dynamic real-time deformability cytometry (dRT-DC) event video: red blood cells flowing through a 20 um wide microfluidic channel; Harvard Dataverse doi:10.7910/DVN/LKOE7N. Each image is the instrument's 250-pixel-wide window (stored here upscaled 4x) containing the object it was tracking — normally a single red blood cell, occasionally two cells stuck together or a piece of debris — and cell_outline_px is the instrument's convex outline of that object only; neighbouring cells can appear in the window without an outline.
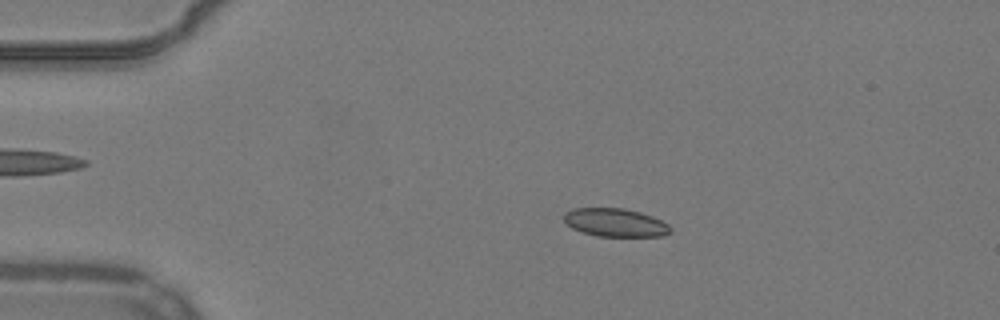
{"species": "common noctule bat (a hibernating species)", "species_latin": "Nyctalus noctula", "temperature_condition": "warm", "stored_images_in_passage": 54, "camera_frame_rate_fps": 3000, "um_per_image_px": 0.085, "animal": {"sex": "male", "body_mass_g": 19.2, "forearm_length_mm": 51.8}, "frame": {"image": 1, "passage_image": 11, "time_ms": 3.333, "image_size_px": [1000, 320], "cell_outline_px": [[672, 232], [664, 236], [596, 236], [580, 232], [572, 228], [564, 220], [564, 212], [572, 208], [624, 208], [640, 212], [652, 216], [668, 224], [672, 228]], "centroid_in_image_um": [52.3, 18.92], "position_along_channel_um": 32.7, "area_um2": 17.69}}
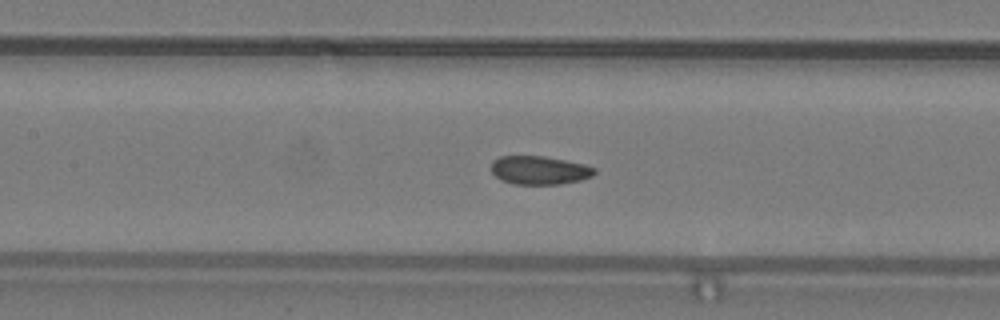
{"frame": {"image": 2, "passage_image": 25, "time_ms": 8.0, "image_size_px": [1000, 320], "cell_outline_px": [[596, 172], [592, 176], [580, 180], [560, 184], [512, 184], [496, 176], [492, 172], [492, 160], [500, 156], [544, 156], [584, 164], [596, 168]], "centroid_in_image_um": [45.86, 14.46], "position_along_channel_um": 161.5, "area_um2": 17.05}}
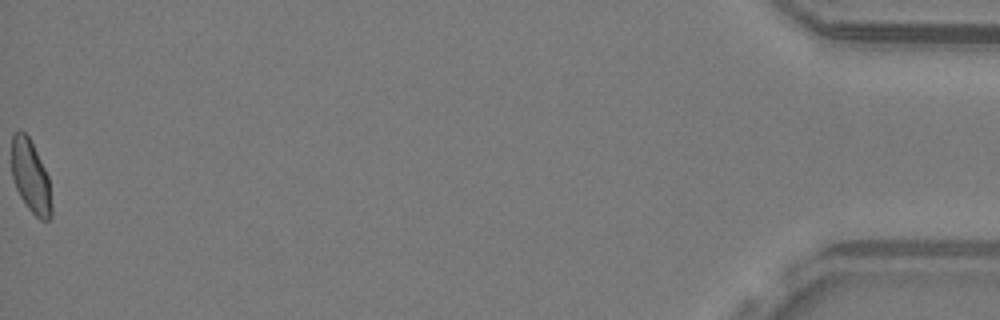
{"frame": {"image": 3, "passage_image": 54, "time_ms": 17.667, "image_size_px": [1000, 320], "cell_outline_px": [[52, 216], [48, 220], [40, 220], [28, 208], [20, 196], [16, 188], [12, 176], [12, 136], [20, 128], [28, 136], [48, 176], [52, 208]], "centroid_in_image_um": [2.6, 15.03], "position_along_channel_um": 432.6, "area_um2": 16.7}, "authors_computed_cell_mechanics": {"area_um2": 17.6579, "velocity_mm_per_s": 3.8642, "shape_relaxation_time_tau1_ms": 8.6327, "shape_relaxation_time_tau2_ms": 0.7285, "deformation_change_tau1": 0.1339, "deformation_change_tau2": 0.0475}}